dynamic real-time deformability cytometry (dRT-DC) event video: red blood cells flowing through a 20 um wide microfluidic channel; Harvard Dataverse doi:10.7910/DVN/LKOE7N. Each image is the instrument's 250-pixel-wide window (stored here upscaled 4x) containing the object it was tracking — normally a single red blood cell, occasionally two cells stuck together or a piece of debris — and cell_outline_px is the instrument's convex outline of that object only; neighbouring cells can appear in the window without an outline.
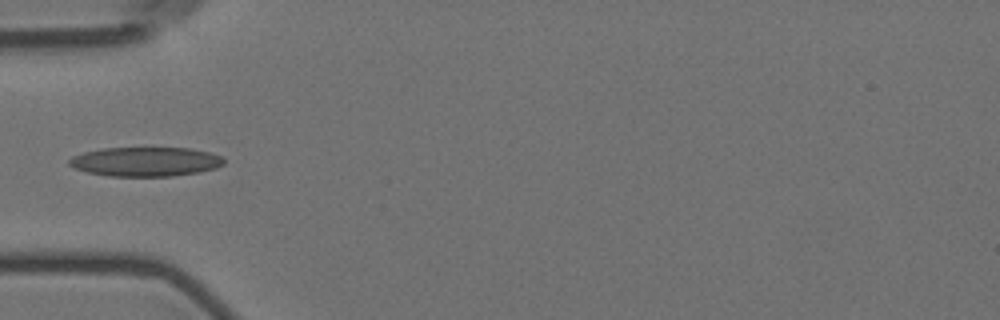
{"species": "Egyptian fruit bat (a non-hibernating species)", "species_latin": "Rousettus aegyptiacus", "temperature_condition": "room temperature", "stored_images_in_passage": 14, "camera_frame_rate_fps": 3000, "um_per_image_px": 0.085, "animal": {"sex": "female"}, "frame": {"image": 1, "passage_image": 4, "time_ms": 4.333, "image_size_px": [1000, 320], "cell_outline_px": [[224, 164], [216, 168], [200, 172], [172, 176], [108, 176], [88, 172], [72, 168], [68, 164], [68, 160], [72, 156], [84, 152], [104, 148], [188, 148], [208, 152], [224, 156]], "centroid_in_image_um": [12.37, 13.74], "position_along_channel_um": 72.6, "area_um2": 26.53}}
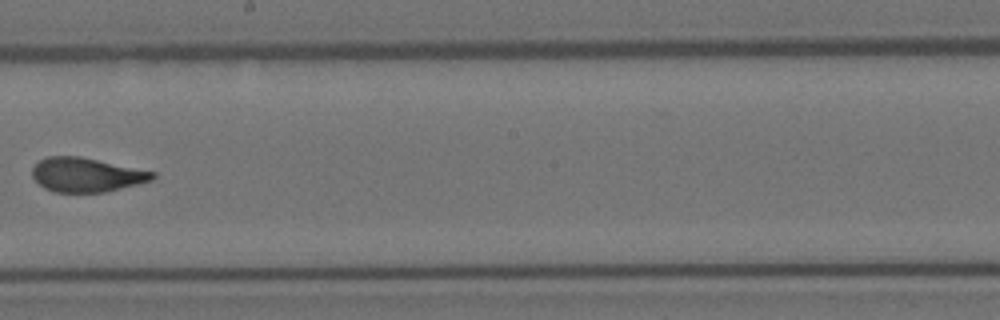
{"frame": {"image": 2, "passage_image": 8, "time_ms": 9.0, "image_size_px": [1000, 320], "cell_outline_px": [[156, 176], [152, 180], [104, 192], [56, 192], [44, 188], [32, 176], [32, 168], [40, 160], [48, 156], [80, 156], [156, 172]], "centroid_in_image_um": [7.34, 14.85], "position_along_channel_um": 240.9, "area_um2": 23.76}}
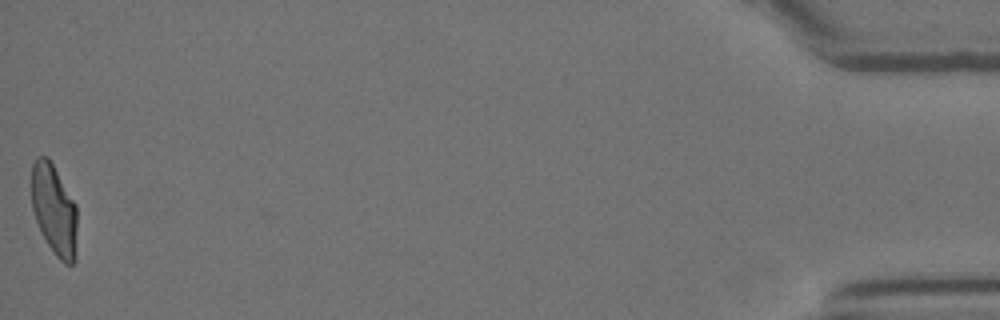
{"frame": {"image": 3, "passage_image": 14, "time_ms": 17.0, "image_size_px": [1000, 320], "cell_outline_px": [[76, 260], [72, 264], [64, 264], [56, 256], [48, 244], [36, 220], [32, 208], [32, 164], [36, 156], [48, 156], [76, 204]], "centroid_in_image_um": [4.61, 17.82], "position_along_channel_um": 430.6, "area_um2": 24.04}, "authors_computed_cell_mechanics": {"area_um2": 24.6517, "velocity_mm_per_s": 3.5964, "shape_relaxation_time_tau1_ms": 6.407, "shape_relaxation_time_tau2_ms": 1.362, "deformation_change_tau1": 0.2237, "deformation_change_tau2": 0.0862}}